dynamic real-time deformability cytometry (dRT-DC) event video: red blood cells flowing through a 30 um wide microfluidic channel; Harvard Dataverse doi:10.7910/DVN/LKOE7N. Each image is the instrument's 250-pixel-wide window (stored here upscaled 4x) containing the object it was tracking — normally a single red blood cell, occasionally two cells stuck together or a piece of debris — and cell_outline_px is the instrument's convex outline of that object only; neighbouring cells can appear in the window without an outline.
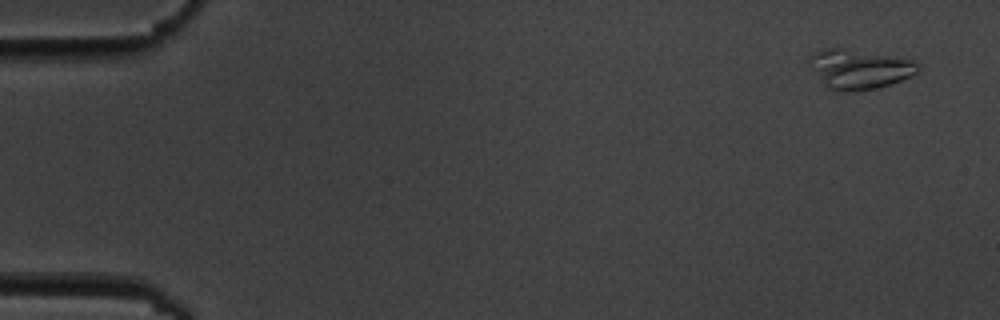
{"species": "common noctule bat (a hibernating species)", "species_latin": "Nyctalus noctula", "temperature_condition": "cold", "stored_images_in_passage": 15, "camera_frame_rate_fps": 3000, "um_per_image_px": 0.085, "animal": {"sex": "male", "body_mass_g": 19.5, "forearm_length_mm": 54.6}, "frame": {"image": 1, "passage_image": 1, "time_ms": 0.0, "image_size_px": [1000, 320], "cell_outline_px": [[920, 68], [916, 72], [892, 84], [872, 88], [848, 92], [840, 92], [828, 88], [824, 84], [808, 64], [808, 60], [812, 52], [828, 48], [840, 48], [912, 60], [920, 64]], "centroid_in_image_um": [72.99, 5.88], "position_along_channel_um": 12.0, "area_um2": 24.51}}
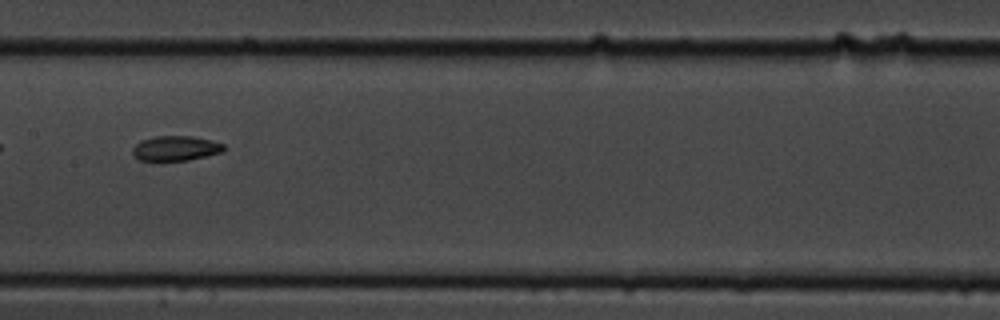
{"frame": {"image": 2, "passage_image": 8, "time_ms": 9.0, "image_size_px": [1000, 320], "cell_outline_px": [[224, 152], [208, 156], [188, 160], [160, 164], [140, 160], [132, 152], [132, 148], [140, 140], [156, 136], [192, 136], [212, 140], [224, 144]], "centroid_in_image_um": [14.91, 12.65], "position_along_channel_um": 192.5, "area_um2": 13.93}}
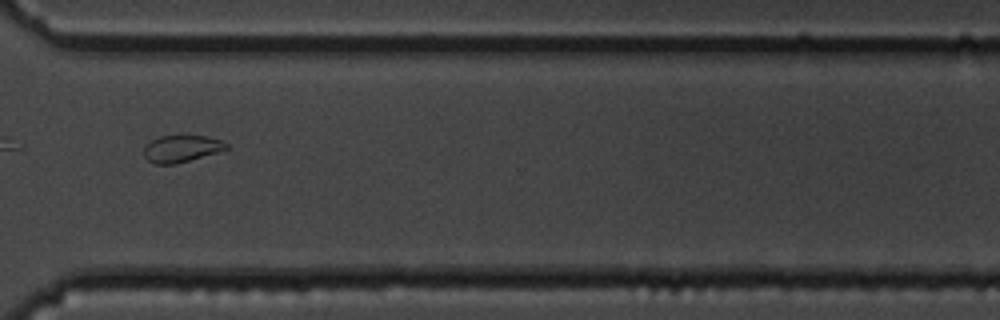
{"frame": {"image": 3, "passage_image": 12, "time_ms": 13.667, "image_size_px": [1000, 320], "cell_outline_px": [[228, 148], [216, 152], [176, 164], [156, 164], [148, 160], [144, 156], [144, 148], [152, 140], [160, 136], [208, 136], [220, 140], [228, 144]], "centroid_in_image_um": [15.41, 12.63], "position_along_channel_um": 355.2, "area_um2": 12.66}, "authors_computed_cell_mechanics": {"area_um2": 12.6582, "velocity_mm_per_s": 3.4841, "shape_relaxation_time_tau1_ms": 2.1714, "shape_relaxation_time_tau2_ms": null, "deformation_change_tau1": 0.1019, "deformation_change_tau2": null}}